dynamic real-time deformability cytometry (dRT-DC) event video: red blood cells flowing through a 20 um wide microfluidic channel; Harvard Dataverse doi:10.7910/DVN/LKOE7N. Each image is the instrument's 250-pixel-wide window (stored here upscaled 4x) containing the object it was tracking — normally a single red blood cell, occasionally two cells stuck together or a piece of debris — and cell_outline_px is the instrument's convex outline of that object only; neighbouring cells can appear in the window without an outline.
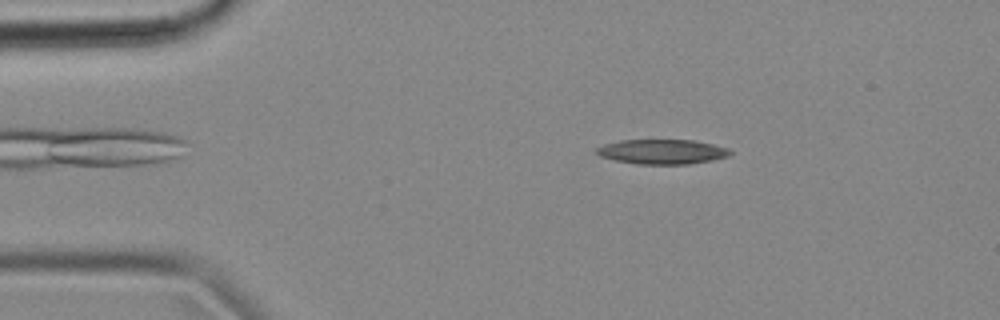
{"species": "common noctule bat (a hibernating species)", "species_latin": "Nyctalus noctula", "temperature_condition": "cold", "stored_images_in_passage": 50, "camera_frame_rate_fps": 3000, "um_per_image_px": 0.085, "animal": {"sex": "female", "body_mass_g": 18.4}, "frame": {"image": 1, "passage_image": 4, "time_ms": 1.0, "image_size_px": [1000, 320], "cell_outline_px": [[732, 152], [728, 156], [712, 160], [688, 164], [636, 164], [616, 160], [600, 156], [596, 152], [596, 148], [604, 144], [620, 140], [692, 140], [712, 144], [728, 148]], "centroid_in_image_um": [56.27, 12.89], "position_along_channel_um": 28.7, "area_um2": 19.13}}
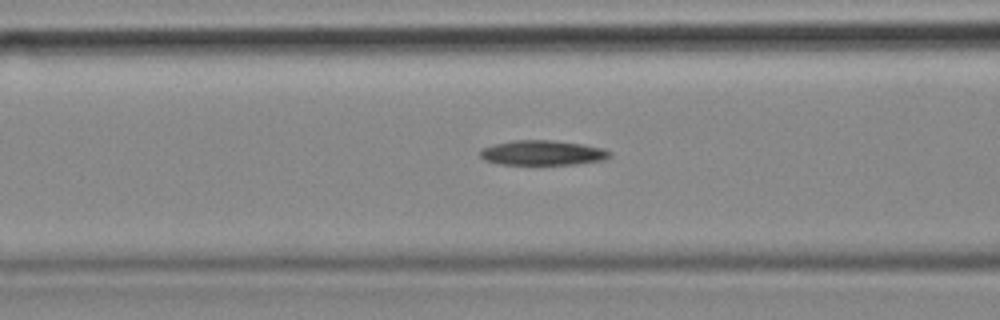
{"frame": {"image": 2, "passage_image": 16, "time_ms": 5.0, "image_size_px": [1000, 320], "cell_outline_px": [[612, 156], [604, 160], [576, 164], [500, 164], [484, 160], [480, 156], [480, 152], [484, 148], [496, 144], [512, 140], [552, 140], [584, 144], [604, 148], [612, 152]], "centroid_in_image_um": [46.18, 12.98], "position_along_channel_um": 120.4, "area_um2": 18.79}}
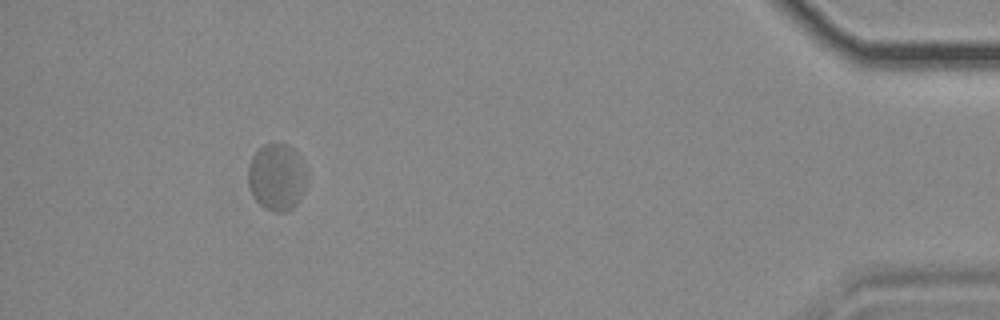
{"frame": {"image": 3, "passage_image": 46, "time_ms": 15.0, "image_size_px": [1000, 320], "cell_outline_px": [[308, 180], [296, 204], [292, 208], [284, 212], [276, 212], [264, 208], [256, 200], [248, 184], [248, 164], [252, 156], [264, 144], [288, 144], [300, 156], [308, 172]], "centroid_in_image_um": [23.55, 15.04], "position_along_channel_um": 411.7, "area_um2": 23.0}, "authors_computed_cell_mechanics": {"area_um2": 19.7387, "velocity_mm_per_s": 3.5452, "shape_relaxation_time_tau1_ms": null, "shape_relaxation_time_tau2_ms": 3.7303, "deformation_change_tau1": null, "deformation_change_tau2": 0.068}}